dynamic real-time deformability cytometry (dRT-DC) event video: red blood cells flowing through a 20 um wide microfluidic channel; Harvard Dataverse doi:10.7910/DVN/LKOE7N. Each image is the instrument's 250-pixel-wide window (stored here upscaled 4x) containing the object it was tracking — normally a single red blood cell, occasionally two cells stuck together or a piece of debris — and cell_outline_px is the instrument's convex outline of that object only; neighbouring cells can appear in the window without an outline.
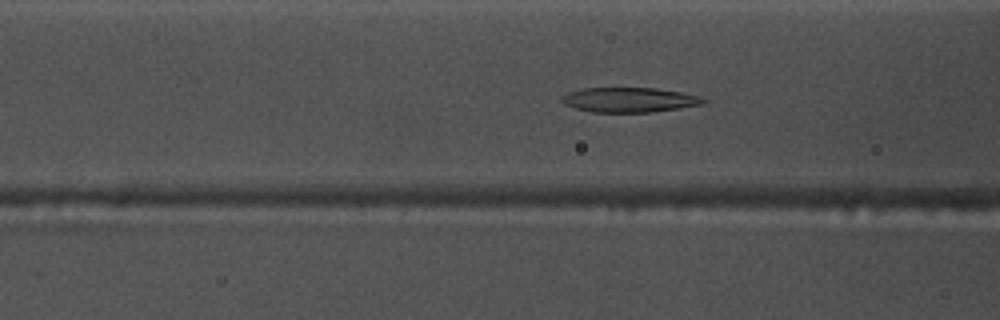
{"species": "common noctule bat (a hibernating species)", "species_latin": "Nyctalus noctula", "temperature_condition": "warm", "stored_images_in_passage": 44, "camera_frame_rate_fps": 3000, "um_per_image_px": 0.085, "animal": {"sex": "male", "body_mass_g": 17.5, "forearm_length_mm": 52.3}, "frame": {"image": 1, "passage_image": 10, "time_ms": 3.0, "image_size_px": [1000, 320], "cell_outline_px": [[708, 100], [704, 104], [680, 108], [652, 112], [592, 112], [576, 108], [564, 104], [560, 100], [560, 96], [568, 92], [584, 88], [656, 88], [680, 92], [700, 96]], "centroid_in_image_um": [53.49, 8.48], "position_along_channel_um": 113.1, "area_um2": 20.52}}
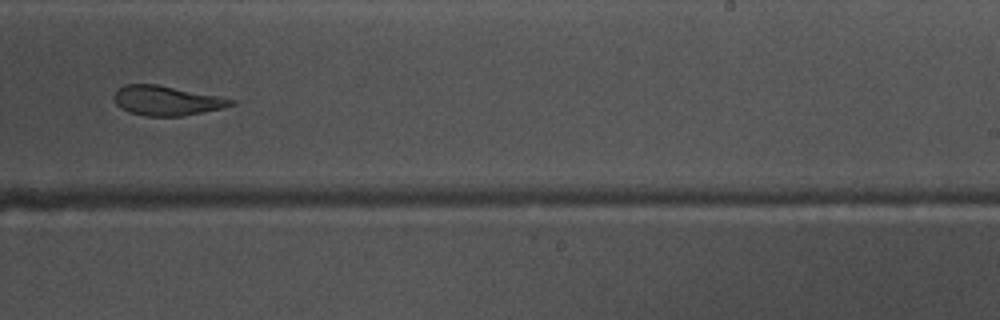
{"frame": {"image": 2, "passage_image": 23, "time_ms": 7.333, "image_size_px": [1000, 320], "cell_outline_px": [[236, 104], [224, 108], [184, 116], [144, 116], [128, 112], [120, 108], [116, 104], [112, 96], [124, 84], [156, 84], [220, 96], [236, 100]], "centroid_in_image_um": [14.18, 8.56], "position_along_channel_um": 274.8, "area_um2": 20.4}}
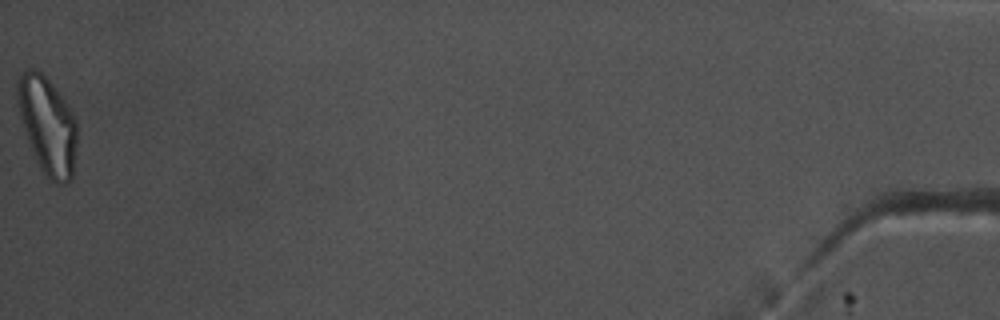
{"frame": {"image": 3, "passage_image": 44, "time_ms": 14.333, "image_size_px": [1000, 320], "cell_outline_px": [[76, 148], [72, 176], [64, 184], [56, 184], [40, 168], [36, 160], [28, 140], [20, 116], [16, 96], [20, 76], [28, 68], [36, 68], [56, 88], [68, 104], [76, 120]], "centroid_in_image_um": [4.05, 10.64], "position_along_channel_um": 431.2, "area_um2": 33.29}, "authors_computed_cell_mechanics": {"area_um2": 21.5594, "velocity_mm_per_s": 3.7407, "shape_relaxation_time_tau1_ms": 9.4761, "shape_relaxation_time_tau2_ms": 2.6362, "deformation_change_tau1": 0.2753, "deformation_change_tau2": 0.1141}}